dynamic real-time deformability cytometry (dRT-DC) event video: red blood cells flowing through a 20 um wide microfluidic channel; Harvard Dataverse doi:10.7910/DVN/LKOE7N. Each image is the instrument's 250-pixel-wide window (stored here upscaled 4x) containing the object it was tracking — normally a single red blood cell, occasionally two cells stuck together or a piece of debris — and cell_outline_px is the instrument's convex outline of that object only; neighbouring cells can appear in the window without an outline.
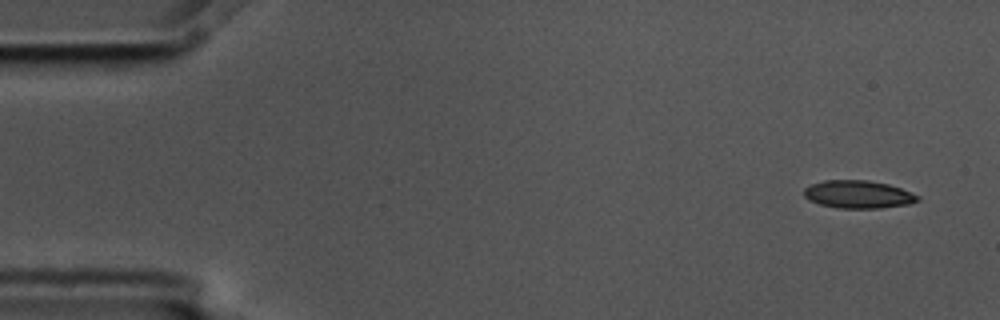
{"species": "common noctule bat (a hibernating species)", "species_latin": "Nyctalus noctula", "temperature_condition": "cold", "stored_images_in_passage": 4, "camera_frame_rate_fps": 3000, "um_per_image_px": 0.085, "animal": {"sex": "male", "body_mass_g": 17.5, "forearm_length_mm": 52.3}, "frame": {"image": 1, "passage_image": 1, "time_ms": 0.0, "image_size_px": [1000, 320], "cell_outline_px": [[920, 200], [908, 204], [880, 208], [836, 208], [820, 204], [808, 200], [804, 196], [804, 188], [812, 184], [824, 180], [868, 180], [888, 184], [900, 188], [920, 196]], "centroid_in_image_um": [72.93, 16.52], "position_along_channel_um": 12.1, "area_um2": 18.44}}